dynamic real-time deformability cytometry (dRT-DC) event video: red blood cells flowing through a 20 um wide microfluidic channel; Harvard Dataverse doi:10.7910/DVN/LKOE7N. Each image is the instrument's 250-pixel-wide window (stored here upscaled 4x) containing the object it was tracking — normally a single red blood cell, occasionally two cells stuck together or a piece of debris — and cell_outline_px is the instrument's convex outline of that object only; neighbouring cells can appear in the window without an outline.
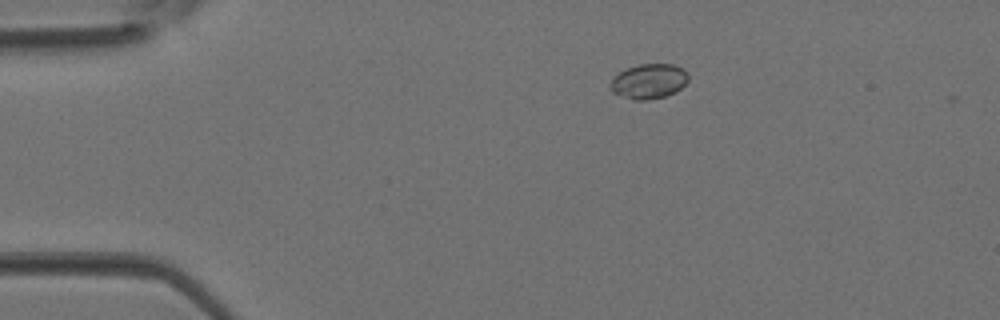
{"species": "Egyptian fruit bat (a non-hibernating species)", "species_latin": "Rousettus aegyptiacus", "temperature_condition": "room temperature", "stored_images_in_passage": 3, "camera_frame_rate_fps": 3000, "um_per_image_px": 0.085, "animal": {"sex": "female"}, "frame": {"image": 1, "passage_image": 2, "time_ms": 0.333, "image_size_px": [1000, 320], "cell_outline_px": [[688, 80], [676, 92], [664, 96], [644, 100], [632, 100], [612, 92], [612, 76], [628, 68], [640, 64], [672, 64], [684, 68], [688, 72]], "centroid_in_image_um": [55.17, 6.9], "position_along_channel_um": 29.8, "area_um2": 15.72}}